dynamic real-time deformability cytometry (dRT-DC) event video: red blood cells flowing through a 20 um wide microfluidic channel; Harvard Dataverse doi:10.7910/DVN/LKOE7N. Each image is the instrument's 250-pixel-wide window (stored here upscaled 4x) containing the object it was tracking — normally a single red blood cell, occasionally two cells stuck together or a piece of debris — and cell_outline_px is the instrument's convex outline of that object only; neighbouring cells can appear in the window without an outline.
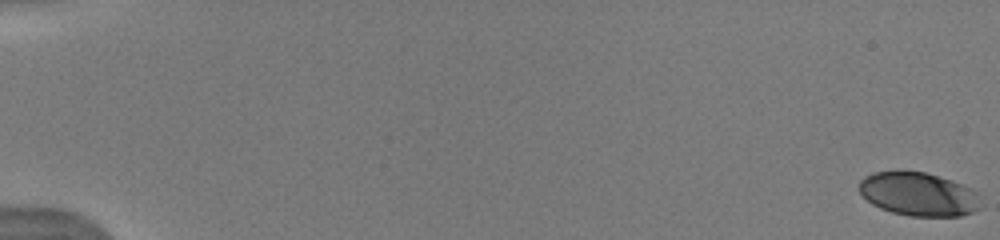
{"species": "human", "species_latin": "Homo sapiens", "temperature_condition": "warm", "stored_images_in_passage": 26, "camera_frame_rate_fps": 3000, "um_per_image_px": 0.085, "donor": {"sex": "male"}, "frame": {"image": 1, "passage_image": 1, "time_ms": 0.0, "image_size_px": [1000, 240], "cell_outline_px": [[980, 208], [972, 212], [960, 216], [908, 216], [892, 212], [880, 208], [872, 204], [860, 192], [860, 180], [864, 176], [872, 172], [896, 168], [924, 172], [952, 180], [972, 188], [976, 192]], "centroid_in_image_um": [78.03, 16.46], "position_along_channel_um": 7.0, "area_um2": 31.33}}
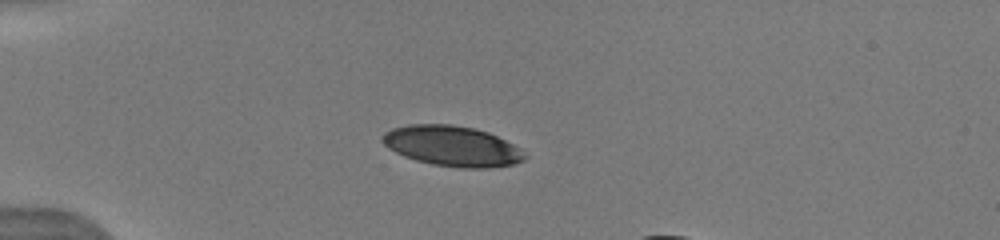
{"frame": {"image": 2, "passage_image": 12, "time_ms": 5.0, "image_size_px": [1000, 240], "cell_outline_px": [[528, 156], [524, 160], [512, 164], [488, 168], [460, 168], [432, 164], [416, 160], [404, 156], [388, 148], [380, 140], [380, 136], [384, 132], [392, 128], [408, 124], [452, 124], [472, 128], [488, 132], [520, 148]], "centroid_in_image_um": [38.4, 12.41], "position_along_channel_um": 46.6, "area_um2": 33.52}}
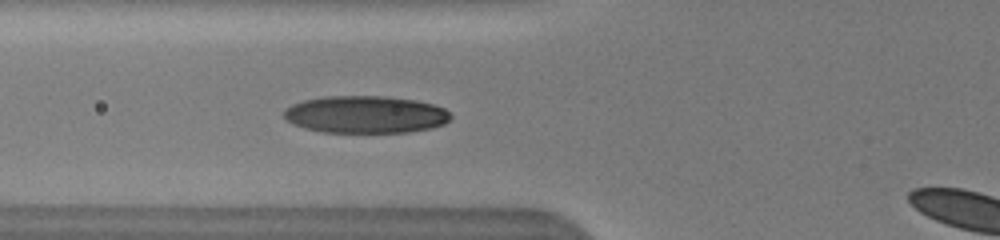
{"frame": {"image": 3, "passage_image": 18, "time_ms": 7.0, "image_size_px": [1000, 240], "cell_outline_px": [[452, 116], [444, 124], [432, 128], [408, 132], [324, 132], [304, 128], [292, 124], [284, 116], [284, 112], [292, 104], [304, 100], [324, 96], [380, 96], [416, 100], [436, 104], [444, 108]], "centroid_in_image_um": [31.09, 9.73], "position_along_channel_um": 94.7, "area_um2": 36.24}}